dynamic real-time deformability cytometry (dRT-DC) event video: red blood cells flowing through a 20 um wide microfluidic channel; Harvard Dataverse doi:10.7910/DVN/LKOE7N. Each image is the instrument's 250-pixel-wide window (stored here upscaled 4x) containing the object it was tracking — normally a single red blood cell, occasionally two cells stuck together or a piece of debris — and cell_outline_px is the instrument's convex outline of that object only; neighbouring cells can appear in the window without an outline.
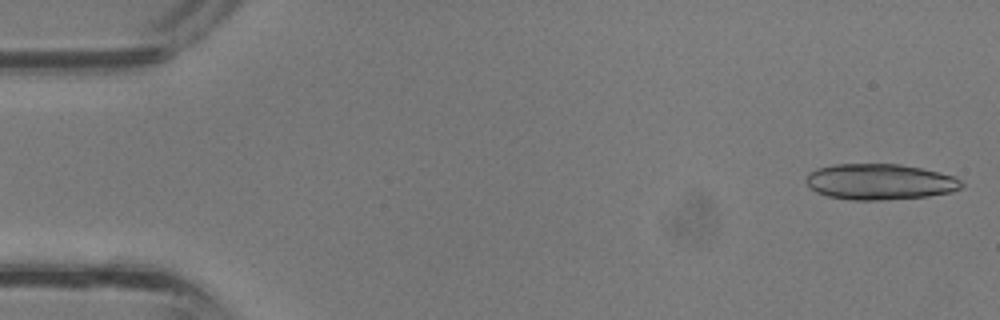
{"species": "common noctule bat (a hibernating species)", "species_latin": "Nyctalus noctula", "temperature_condition": "room temperature", "stored_images_in_passage": 37, "camera_frame_rate_fps": 3000, "um_per_image_px": 0.085, "animal": {"sex": "male", "body_mass_g": 13.3}, "frame": {"image": 1, "passage_image": 1, "time_ms": 0.0, "image_size_px": [1000, 320], "cell_outline_px": [[964, 184], [960, 188], [952, 192], [928, 196], [880, 200], [852, 200], [828, 196], [816, 192], [804, 180], [808, 172], [816, 168], [832, 164], [900, 164], [940, 172], [956, 176]], "centroid_in_image_um": [74.78, 15.44], "position_along_channel_um": 10.2, "area_um2": 32.66}}
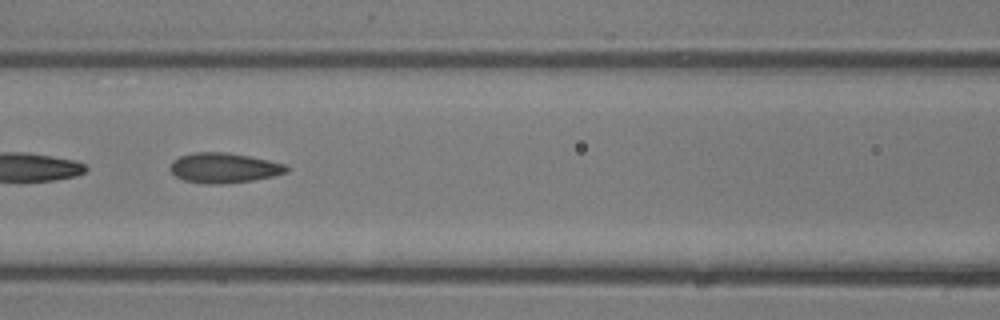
{"frame": {"image": 2, "passage_image": 16, "time_ms": 5.0, "image_size_px": [1000, 320], "cell_outline_px": [[288, 172], [272, 176], [252, 180], [220, 184], [204, 184], [184, 180], [176, 176], [168, 168], [172, 160], [180, 156], [196, 152], [228, 152], [268, 160], [284, 164], [288, 168]], "centroid_in_image_um": [18.99, 14.27], "position_along_channel_um": 147.6, "area_um2": 20.29}}
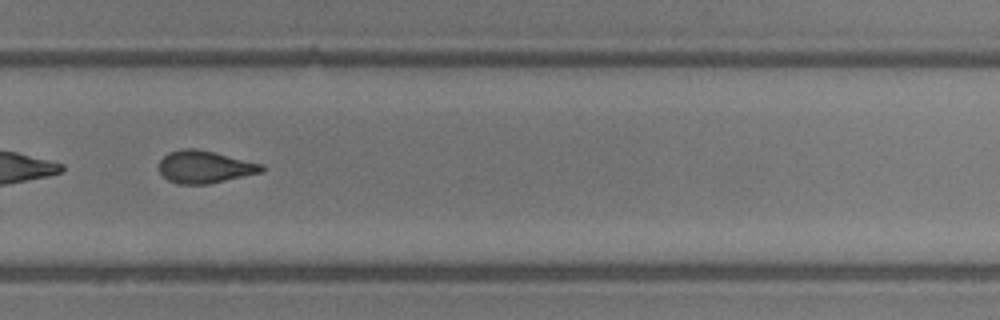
{"frame": {"image": 3, "passage_image": 25, "time_ms": 8.0, "image_size_px": [1000, 320], "cell_outline_px": [[268, 168], [264, 172], [208, 184], [176, 184], [168, 180], [160, 172], [160, 160], [168, 152], [184, 148], [196, 148], [264, 164]], "centroid_in_image_um": [17.45, 14.19], "position_along_channel_um": 312.4, "area_um2": 19.54}}